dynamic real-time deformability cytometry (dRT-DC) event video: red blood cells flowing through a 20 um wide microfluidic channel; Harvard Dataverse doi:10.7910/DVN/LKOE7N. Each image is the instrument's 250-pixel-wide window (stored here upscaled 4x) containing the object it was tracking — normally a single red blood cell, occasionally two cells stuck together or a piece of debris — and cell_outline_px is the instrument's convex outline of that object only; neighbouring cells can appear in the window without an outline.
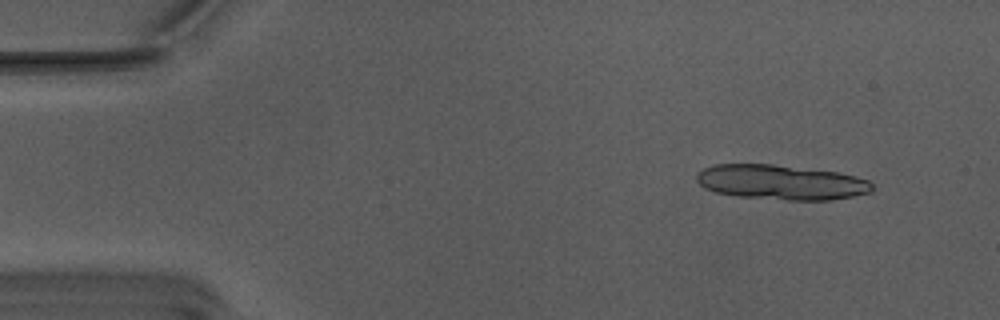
{"species": "Egyptian fruit bat (a non-hibernating species)", "species_latin": "Rousettus aegyptiacus", "temperature_condition": "warm", "stored_images_in_passage": 10, "camera_frame_rate_fps": 3000, "um_per_image_px": 0.085, "animal": {"sex": "male"}, "frame": {"image": 1, "passage_image": 1, "time_ms": 0.0, "image_size_px": [1000, 320], "cell_outline_px": [[872, 192], [832, 200], [788, 200], [736, 196], [716, 192], [704, 188], [696, 180], [696, 176], [704, 168], [716, 164], [772, 164], [836, 172], [868, 180], [872, 184]], "centroid_in_image_um": [66.37, 15.5], "position_along_channel_um": 18.6, "area_um2": 35.43}}